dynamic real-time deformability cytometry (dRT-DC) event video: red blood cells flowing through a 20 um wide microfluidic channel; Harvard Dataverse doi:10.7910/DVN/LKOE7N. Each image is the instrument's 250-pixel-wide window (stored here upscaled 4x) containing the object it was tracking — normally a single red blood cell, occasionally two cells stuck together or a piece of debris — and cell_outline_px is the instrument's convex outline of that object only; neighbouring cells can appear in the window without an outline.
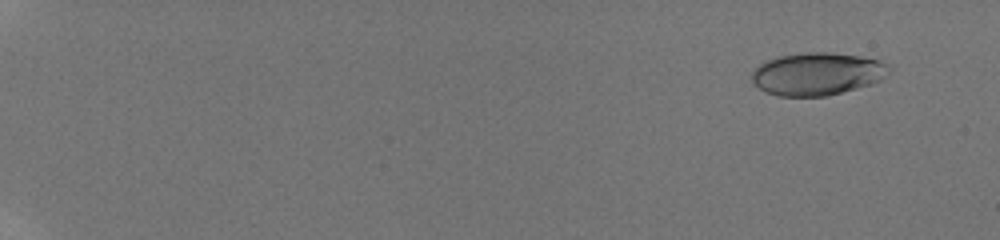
{"species": "human", "species_latin": "Homo sapiens", "temperature_condition": "room temperature", "stored_images_in_passage": 17, "camera_frame_rate_fps": 3000, "um_per_image_px": 0.085, "donor": {"sex": "male"}, "frame": {"image": 1, "passage_image": 3, "time_ms": 1.0, "image_size_px": [1000, 240], "cell_outline_px": [[892, 68], [880, 80], [872, 84], [824, 96], [776, 96], [764, 92], [752, 84], [752, 72], [760, 64], [768, 60], [780, 56], [804, 52], [828, 52], [860, 56], [880, 60], [888, 64]], "centroid_in_image_um": [69.45, 6.28], "position_along_channel_um": 15.6, "area_um2": 34.16}}
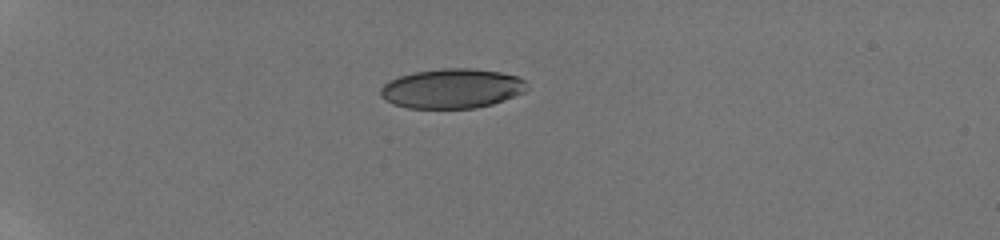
{"frame": {"image": 2, "passage_image": 13, "time_ms": 5.333, "image_size_px": [1000, 240], "cell_outline_px": [[524, 92], [504, 100], [492, 104], [476, 108], [408, 108], [392, 104], [384, 100], [380, 96], [380, 88], [388, 80], [412, 72], [440, 68], [472, 68], [500, 72], [516, 76], [524, 80]], "centroid_in_image_um": [38.34, 7.52], "position_along_channel_um": 46.7, "area_um2": 33.87}}
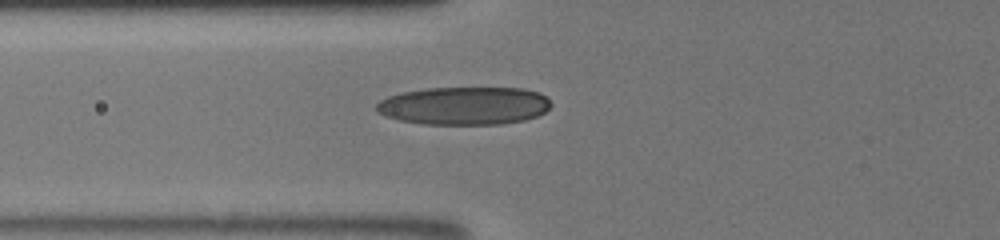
{"frame": {"image": 3, "passage_image": 17, "time_ms": 7.667, "image_size_px": [1000, 240], "cell_outline_px": [[552, 104], [544, 112], [536, 116], [524, 120], [504, 124], [420, 124], [400, 120], [376, 112], [376, 104], [380, 100], [388, 96], [404, 92], [428, 88], [524, 88], [540, 92]], "centroid_in_image_um": [39.46, 8.99], "position_along_channel_um": 86.3, "area_um2": 38.67}}